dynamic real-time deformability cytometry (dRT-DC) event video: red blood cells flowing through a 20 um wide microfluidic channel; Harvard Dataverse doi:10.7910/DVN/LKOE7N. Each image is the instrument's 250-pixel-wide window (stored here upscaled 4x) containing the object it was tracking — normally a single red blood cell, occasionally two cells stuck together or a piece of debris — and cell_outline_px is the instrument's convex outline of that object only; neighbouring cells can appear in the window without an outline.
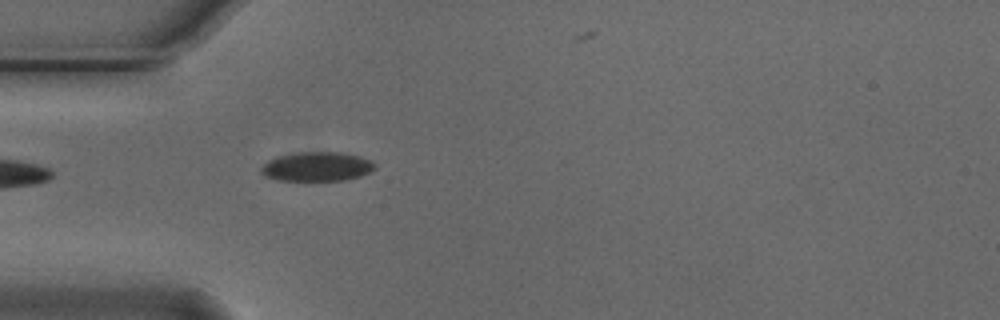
{"species": "Egyptian fruit bat (a non-hibernating species)", "species_latin": "Rousettus aegyptiacus", "temperature_condition": "cold", "stored_images_in_passage": 5, "camera_frame_rate_fps": 3000, "um_per_image_px": 0.085, "animal": {"sex": "male"}, "frame": {"image": 1, "passage_image": 5, "time_ms": 1.333, "image_size_px": [1000, 320], "cell_outline_px": [[376, 168], [360, 176], [344, 180], [276, 180], [264, 176], [260, 172], [260, 168], [268, 160], [280, 156], [300, 152], [340, 152], [360, 156], [372, 160], [376, 164]], "centroid_in_image_um": [26.95, 14.16], "position_along_channel_um": 58.1, "area_um2": 19.36}}